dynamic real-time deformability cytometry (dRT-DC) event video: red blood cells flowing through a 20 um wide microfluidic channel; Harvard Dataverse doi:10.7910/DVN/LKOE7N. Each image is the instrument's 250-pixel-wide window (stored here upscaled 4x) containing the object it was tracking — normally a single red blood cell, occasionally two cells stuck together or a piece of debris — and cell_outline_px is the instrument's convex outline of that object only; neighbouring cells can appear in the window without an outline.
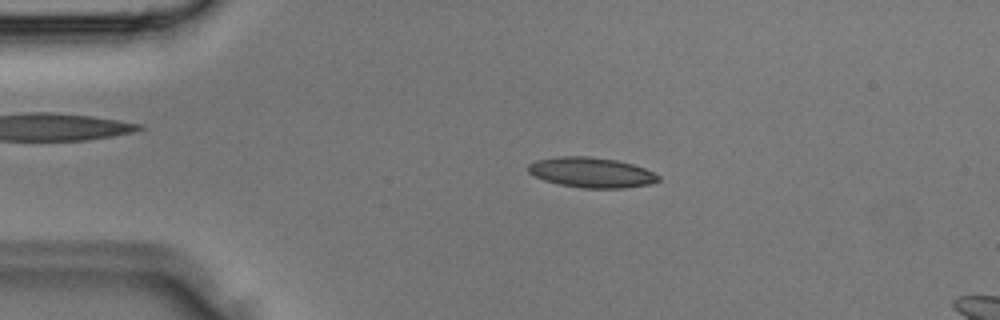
{"species": "Egyptian fruit bat (a non-hibernating species)", "species_latin": "Rousettus aegyptiacus", "temperature_condition": "room temperature", "stored_images_in_passage": 11, "camera_frame_rate_fps": 3000, "um_per_image_px": 0.085, "animal": {"sex": "male"}, "frame": {"image": 1, "passage_image": 7, "time_ms": 2.0, "image_size_px": [1000, 320], "cell_outline_px": [[660, 180], [652, 184], [624, 188], [580, 188], [560, 184], [544, 180], [528, 172], [528, 164], [536, 160], [556, 156], [588, 156], [616, 160], [632, 164], [644, 168], [660, 176]], "centroid_in_image_um": [50.27, 14.66], "position_along_channel_um": 34.7, "area_um2": 22.95}}